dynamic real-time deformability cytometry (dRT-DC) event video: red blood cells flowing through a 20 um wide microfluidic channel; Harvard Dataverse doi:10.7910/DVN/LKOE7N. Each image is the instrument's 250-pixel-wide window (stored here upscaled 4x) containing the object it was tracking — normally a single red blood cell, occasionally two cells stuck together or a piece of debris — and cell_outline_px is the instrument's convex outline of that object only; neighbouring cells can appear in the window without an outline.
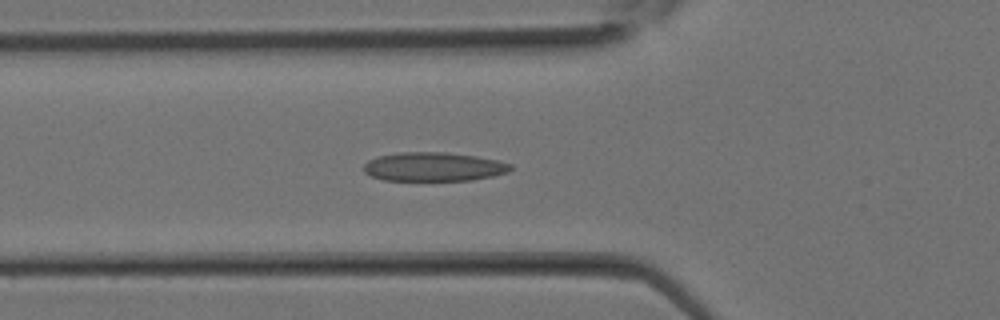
{"species": "Egyptian fruit bat (a non-hibernating species)", "species_latin": "Rousettus aegyptiacus", "temperature_condition": "room temperature", "stored_images_in_passage": 15, "camera_frame_rate_fps": 3000, "um_per_image_px": 0.085, "animal": {"sex": "female"}, "frame": {"image": 1, "passage_image": 11, "time_ms": 3.333, "image_size_px": [1000, 320], "cell_outline_px": [[512, 168], [508, 172], [492, 176], [472, 180], [384, 180], [372, 176], [364, 172], [364, 164], [368, 160], [380, 156], [400, 152], [444, 152], [476, 156], [496, 160], [512, 164]], "centroid_in_image_um": [36.86, 14.17], "position_along_channel_um": 88.9, "area_um2": 24.57}}
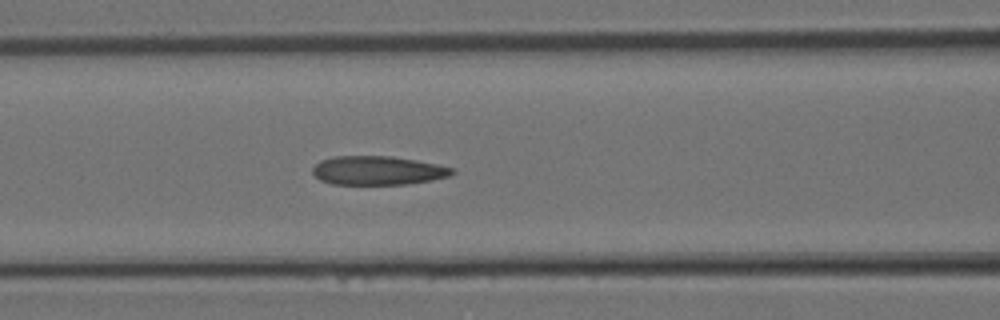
{"frame": {"image": 2, "passage_image": 13, "time_ms": 4.0, "image_size_px": [1000, 320], "cell_outline_px": [[456, 172], [448, 176], [432, 180], [404, 184], [332, 184], [320, 180], [312, 172], [312, 168], [320, 160], [332, 156], [392, 156], [416, 160], [456, 168]], "centroid_in_image_um": [32.11, 14.48], "position_along_channel_um": 134.5, "area_um2": 23.52}}
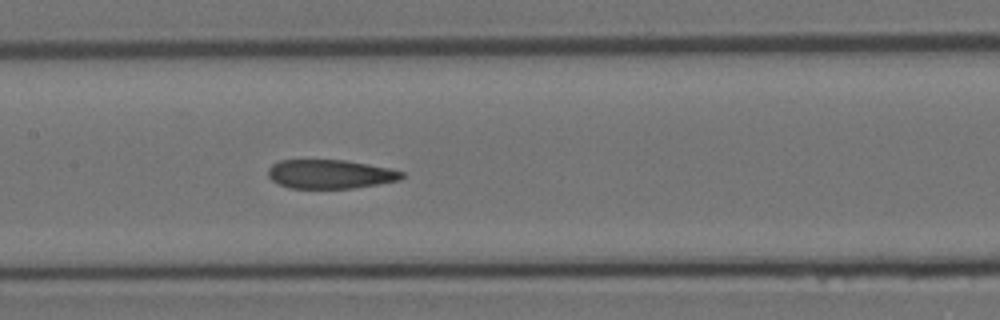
{"frame": {"image": 3, "passage_image": 15, "time_ms": 4.667, "image_size_px": [1000, 320], "cell_outline_px": [[404, 176], [400, 180], [352, 188], [288, 188], [272, 180], [268, 176], [268, 168], [272, 164], [280, 160], [344, 160], [368, 164], [388, 168], [404, 172]], "centroid_in_image_um": [28.04, 14.8], "position_along_channel_um": 179.4, "area_um2": 22.43}}